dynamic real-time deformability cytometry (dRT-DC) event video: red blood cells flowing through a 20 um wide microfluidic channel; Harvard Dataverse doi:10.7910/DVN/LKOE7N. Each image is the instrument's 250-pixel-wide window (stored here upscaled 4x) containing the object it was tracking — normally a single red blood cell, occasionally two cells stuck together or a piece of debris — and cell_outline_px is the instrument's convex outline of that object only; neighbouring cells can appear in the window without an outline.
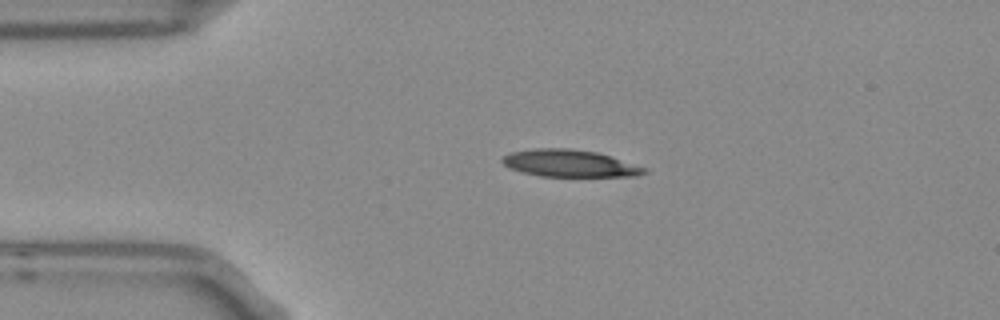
{"species": "Egyptian fruit bat (a non-hibernating species)", "species_latin": "Rousettus aegyptiacus", "temperature_condition": "room temperature", "stored_images_in_passage": 3, "camera_frame_rate_fps": 3000, "um_per_image_px": 0.085, "frame": {"image": 1, "passage_image": 2, "time_ms": 0.333, "image_size_px": [1000, 320], "cell_outline_px": [[648, 172], [636, 176], [540, 176], [508, 168], [500, 160], [504, 156], [512, 152], [532, 148], [568, 148], [596, 152], [648, 168]], "centroid_in_image_um": [48.41, 13.88], "position_along_channel_um": 36.6, "area_um2": 22.31}}